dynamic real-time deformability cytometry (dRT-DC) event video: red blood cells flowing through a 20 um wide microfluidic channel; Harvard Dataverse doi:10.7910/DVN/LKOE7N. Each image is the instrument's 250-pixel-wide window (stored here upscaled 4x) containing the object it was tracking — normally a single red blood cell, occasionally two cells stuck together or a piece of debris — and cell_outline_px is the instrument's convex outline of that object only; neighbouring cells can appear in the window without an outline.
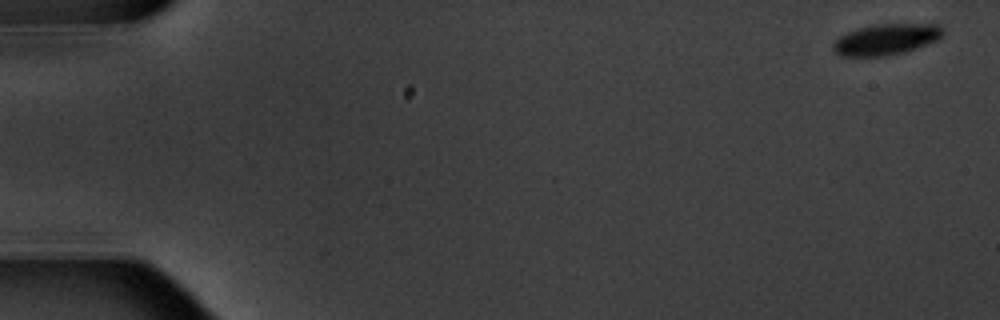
{"species": "common noctule bat (a hibernating species)", "species_latin": "Nyctalus noctula", "temperature_condition": "warm", "stored_images_in_passage": 6, "camera_frame_rate_fps": 3000, "um_per_image_px": 0.085, "animal": {"sex": "male", "body_mass_g": 20.1, "forearm_length_mm": 53.5}, "frame": {"image": 1, "passage_image": 1, "time_ms": 0.0, "image_size_px": [1000, 320], "cell_outline_px": [[944, 32], [936, 40], [904, 52], [884, 56], [840, 56], [832, 48], [832, 44], [840, 36], [848, 32], [860, 28], [876, 24], [940, 24]], "centroid_in_image_um": [75.3, 3.34], "position_along_channel_um": 9.7, "area_um2": 19.54}}
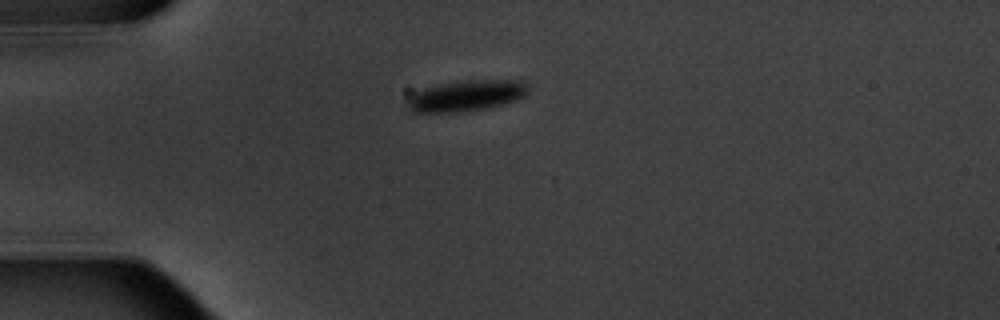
{"frame": {"image": 2, "passage_image": 5, "time_ms": 4.667, "image_size_px": [1000, 320], "cell_outline_px": [[528, 92], [524, 96], [516, 100], [504, 104], [484, 108], [456, 112], [412, 112], [404, 108], [404, 104], [420, 88], [440, 84], [468, 80], [520, 80], [528, 84]], "centroid_in_image_um": [39.61, 8.13], "position_along_channel_um": 45.4, "area_um2": 21.85}}